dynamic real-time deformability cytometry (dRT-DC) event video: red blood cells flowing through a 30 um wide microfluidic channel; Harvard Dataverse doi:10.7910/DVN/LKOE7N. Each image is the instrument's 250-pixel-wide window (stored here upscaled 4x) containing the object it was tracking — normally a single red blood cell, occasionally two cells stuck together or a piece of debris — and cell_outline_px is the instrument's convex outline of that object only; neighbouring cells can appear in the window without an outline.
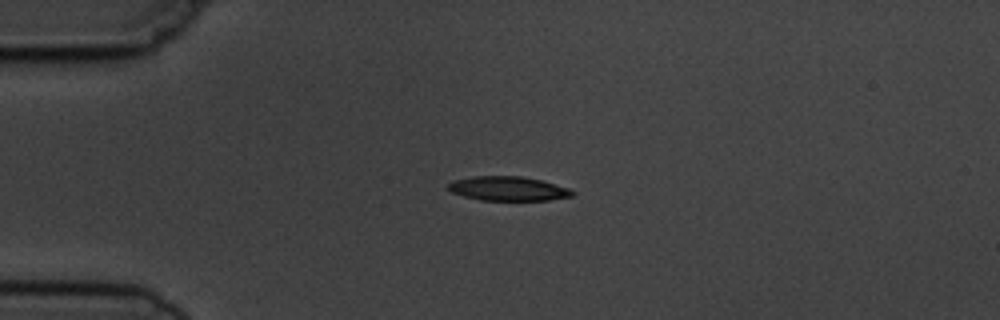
{"species": "common noctule bat (a hibernating species)", "species_latin": "Nyctalus noctula", "temperature_condition": "cold", "stored_images_in_passage": 2, "camera_frame_rate_fps": 3000, "um_per_image_px": 0.085, "animal": {"sex": "male", "body_mass_g": 19.5, "forearm_length_mm": 54.6}, "frame": {"image": 1, "passage_image": 1, "time_ms": 0.0, "image_size_px": [1000, 320], "cell_outline_px": [[576, 192], [572, 196], [548, 200], [480, 200], [464, 196], [452, 192], [448, 188], [448, 184], [452, 180], [472, 176], [520, 176], [540, 180], [568, 188]], "centroid_in_image_um": [43.16, 16.03], "position_along_channel_um": 41.8, "area_um2": 17.46}}